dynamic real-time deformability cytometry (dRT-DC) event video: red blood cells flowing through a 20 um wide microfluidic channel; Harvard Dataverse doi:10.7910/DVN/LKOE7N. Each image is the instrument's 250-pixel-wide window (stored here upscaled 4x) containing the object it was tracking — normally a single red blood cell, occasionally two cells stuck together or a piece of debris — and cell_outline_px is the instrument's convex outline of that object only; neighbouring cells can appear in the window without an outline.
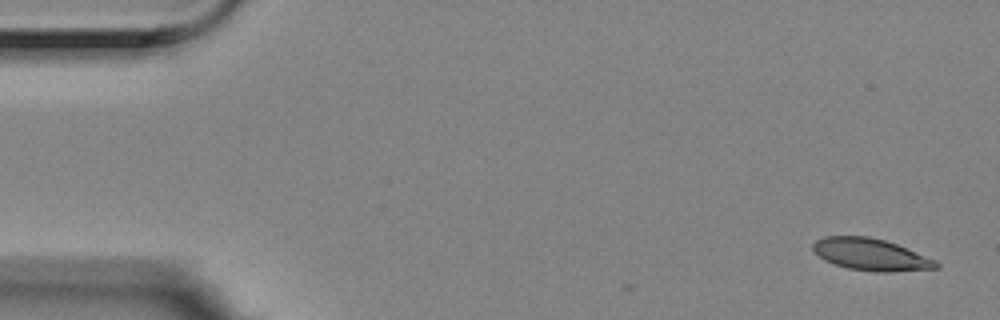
{"species": "Egyptian fruit bat (a non-hibernating species)", "species_latin": "Rousettus aegyptiacus", "temperature_condition": "room temperature", "stored_images_in_passage": 5, "camera_frame_rate_fps": 3000, "um_per_image_px": 0.085, "animal": {"sex": "female"}, "frame": {"image": 1, "passage_image": 1, "time_ms": 0.0, "image_size_px": [1000, 320], "cell_outline_px": [[940, 268], [888, 272], [876, 272], [848, 268], [824, 260], [812, 248], [812, 244], [816, 240], [824, 236], [868, 236], [884, 240], [896, 244], [936, 260], [940, 264]], "centroid_in_image_um": [74.03, 21.63], "position_along_channel_um": 11.0, "area_um2": 22.77}}
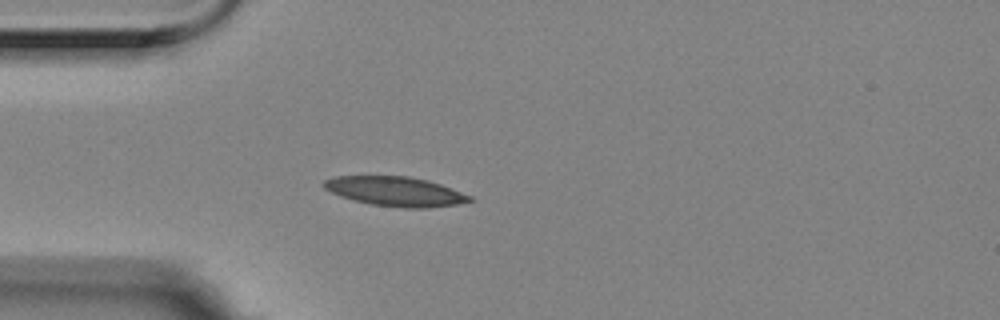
{"frame": {"image": 2, "passage_image": 4, "time_ms": 1.0, "image_size_px": [1000, 320], "cell_outline_px": [[476, 200], [456, 204], [428, 208], [404, 208], [372, 204], [340, 196], [324, 188], [324, 180], [332, 176], [408, 176], [428, 180], [440, 184], [472, 196]], "centroid_in_image_um": [33.63, 16.26], "position_along_channel_um": 51.4, "area_um2": 24.91}}